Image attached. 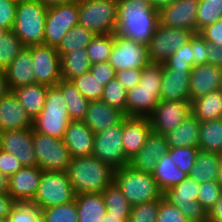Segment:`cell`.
Instances as JSON below:
<instances>
[{"mask_svg": "<svg viewBox=\"0 0 222 222\" xmlns=\"http://www.w3.org/2000/svg\"><path fill=\"white\" fill-rule=\"evenodd\" d=\"M116 33L147 45L159 24V11L148 0H117Z\"/></svg>", "mask_w": 222, "mask_h": 222, "instance_id": "1", "label": "cell"}, {"mask_svg": "<svg viewBox=\"0 0 222 222\" xmlns=\"http://www.w3.org/2000/svg\"><path fill=\"white\" fill-rule=\"evenodd\" d=\"M114 170L93 155L71 158L68 179L75 194L102 193L114 181Z\"/></svg>", "mask_w": 222, "mask_h": 222, "instance_id": "2", "label": "cell"}, {"mask_svg": "<svg viewBox=\"0 0 222 222\" xmlns=\"http://www.w3.org/2000/svg\"><path fill=\"white\" fill-rule=\"evenodd\" d=\"M162 63L142 68L140 82L127 91L126 116L149 117L161 100Z\"/></svg>", "mask_w": 222, "mask_h": 222, "instance_id": "3", "label": "cell"}, {"mask_svg": "<svg viewBox=\"0 0 222 222\" xmlns=\"http://www.w3.org/2000/svg\"><path fill=\"white\" fill-rule=\"evenodd\" d=\"M48 8L38 0H24L17 4L12 30L25 47L43 44Z\"/></svg>", "mask_w": 222, "mask_h": 222, "instance_id": "4", "label": "cell"}, {"mask_svg": "<svg viewBox=\"0 0 222 222\" xmlns=\"http://www.w3.org/2000/svg\"><path fill=\"white\" fill-rule=\"evenodd\" d=\"M114 182L131 206L164 197L153 174L138 172L129 165L114 170Z\"/></svg>", "mask_w": 222, "mask_h": 222, "instance_id": "5", "label": "cell"}, {"mask_svg": "<svg viewBox=\"0 0 222 222\" xmlns=\"http://www.w3.org/2000/svg\"><path fill=\"white\" fill-rule=\"evenodd\" d=\"M69 122L71 119L61 89L57 85L48 86L44 108L33 120V130L63 139Z\"/></svg>", "mask_w": 222, "mask_h": 222, "instance_id": "6", "label": "cell"}, {"mask_svg": "<svg viewBox=\"0 0 222 222\" xmlns=\"http://www.w3.org/2000/svg\"><path fill=\"white\" fill-rule=\"evenodd\" d=\"M117 6V0H78V24L95 35L116 33Z\"/></svg>", "mask_w": 222, "mask_h": 222, "instance_id": "7", "label": "cell"}, {"mask_svg": "<svg viewBox=\"0 0 222 222\" xmlns=\"http://www.w3.org/2000/svg\"><path fill=\"white\" fill-rule=\"evenodd\" d=\"M75 195L66 171L42 170L41 181L32 202L41 209H47L71 202Z\"/></svg>", "mask_w": 222, "mask_h": 222, "instance_id": "8", "label": "cell"}, {"mask_svg": "<svg viewBox=\"0 0 222 222\" xmlns=\"http://www.w3.org/2000/svg\"><path fill=\"white\" fill-rule=\"evenodd\" d=\"M200 183L187 176L179 184L171 187L163 196L175 205L189 222H208V213L197 201Z\"/></svg>", "mask_w": 222, "mask_h": 222, "instance_id": "9", "label": "cell"}, {"mask_svg": "<svg viewBox=\"0 0 222 222\" xmlns=\"http://www.w3.org/2000/svg\"><path fill=\"white\" fill-rule=\"evenodd\" d=\"M33 145L38 167L45 171H67L71 156L63 139L33 130Z\"/></svg>", "mask_w": 222, "mask_h": 222, "instance_id": "10", "label": "cell"}, {"mask_svg": "<svg viewBox=\"0 0 222 222\" xmlns=\"http://www.w3.org/2000/svg\"><path fill=\"white\" fill-rule=\"evenodd\" d=\"M113 43L108 62L116 72L142 69L151 63L147 45L117 33H113Z\"/></svg>", "mask_w": 222, "mask_h": 222, "instance_id": "11", "label": "cell"}, {"mask_svg": "<svg viewBox=\"0 0 222 222\" xmlns=\"http://www.w3.org/2000/svg\"><path fill=\"white\" fill-rule=\"evenodd\" d=\"M78 23V0L50 6L45 20L43 44L57 48L66 33Z\"/></svg>", "mask_w": 222, "mask_h": 222, "instance_id": "12", "label": "cell"}, {"mask_svg": "<svg viewBox=\"0 0 222 222\" xmlns=\"http://www.w3.org/2000/svg\"><path fill=\"white\" fill-rule=\"evenodd\" d=\"M92 155L109 164L113 169L128 165L129 159L125 156L122 144V121L102 132L95 133Z\"/></svg>", "mask_w": 222, "mask_h": 222, "instance_id": "13", "label": "cell"}, {"mask_svg": "<svg viewBox=\"0 0 222 222\" xmlns=\"http://www.w3.org/2000/svg\"><path fill=\"white\" fill-rule=\"evenodd\" d=\"M194 32L157 25L147 44L152 63H164L178 48L185 45Z\"/></svg>", "mask_w": 222, "mask_h": 222, "instance_id": "14", "label": "cell"}, {"mask_svg": "<svg viewBox=\"0 0 222 222\" xmlns=\"http://www.w3.org/2000/svg\"><path fill=\"white\" fill-rule=\"evenodd\" d=\"M192 114L190 101L160 100L149 116L153 131L165 135Z\"/></svg>", "mask_w": 222, "mask_h": 222, "instance_id": "15", "label": "cell"}, {"mask_svg": "<svg viewBox=\"0 0 222 222\" xmlns=\"http://www.w3.org/2000/svg\"><path fill=\"white\" fill-rule=\"evenodd\" d=\"M32 60L36 83L55 86L62 79L61 57L56 48L44 44L34 45Z\"/></svg>", "mask_w": 222, "mask_h": 222, "instance_id": "16", "label": "cell"}, {"mask_svg": "<svg viewBox=\"0 0 222 222\" xmlns=\"http://www.w3.org/2000/svg\"><path fill=\"white\" fill-rule=\"evenodd\" d=\"M0 149L14 155L23 167L38 166L33 145V128L0 132Z\"/></svg>", "mask_w": 222, "mask_h": 222, "instance_id": "17", "label": "cell"}, {"mask_svg": "<svg viewBox=\"0 0 222 222\" xmlns=\"http://www.w3.org/2000/svg\"><path fill=\"white\" fill-rule=\"evenodd\" d=\"M198 6L199 0H176L159 11V23L196 33Z\"/></svg>", "mask_w": 222, "mask_h": 222, "instance_id": "18", "label": "cell"}, {"mask_svg": "<svg viewBox=\"0 0 222 222\" xmlns=\"http://www.w3.org/2000/svg\"><path fill=\"white\" fill-rule=\"evenodd\" d=\"M168 152L165 136L151 130L144 146L129 159L128 165L138 172L153 174L157 161Z\"/></svg>", "mask_w": 222, "mask_h": 222, "instance_id": "19", "label": "cell"}, {"mask_svg": "<svg viewBox=\"0 0 222 222\" xmlns=\"http://www.w3.org/2000/svg\"><path fill=\"white\" fill-rule=\"evenodd\" d=\"M219 89H222V67L207 63L192 68L189 80L190 102Z\"/></svg>", "mask_w": 222, "mask_h": 222, "instance_id": "20", "label": "cell"}, {"mask_svg": "<svg viewBox=\"0 0 222 222\" xmlns=\"http://www.w3.org/2000/svg\"><path fill=\"white\" fill-rule=\"evenodd\" d=\"M151 130L149 117L126 116L122 120V144L128 159L144 146Z\"/></svg>", "mask_w": 222, "mask_h": 222, "instance_id": "21", "label": "cell"}, {"mask_svg": "<svg viewBox=\"0 0 222 222\" xmlns=\"http://www.w3.org/2000/svg\"><path fill=\"white\" fill-rule=\"evenodd\" d=\"M42 170L38 167H22L8 178V193L16 202L32 201L41 181Z\"/></svg>", "mask_w": 222, "mask_h": 222, "instance_id": "22", "label": "cell"}, {"mask_svg": "<svg viewBox=\"0 0 222 222\" xmlns=\"http://www.w3.org/2000/svg\"><path fill=\"white\" fill-rule=\"evenodd\" d=\"M191 70L164 68L162 66L161 100L190 101L189 80Z\"/></svg>", "mask_w": 222, "mask_h": 222, "instance_id": "23", "label": "cell"}, {"mask_svg": "<svg viewBox=\"0 0 222 222\" xmlns=\"http://www.w3.org/2000/svg\"><path fill=\"white\" fill-rule=\"evenodd\" d=\"M32 127L33 121L12 91L0 98V132Z\"/></svg>", "mask_w": 222, "mask_h": 222, "instance_id": "24", "label": "cell"}, {"mask_svg": "<svg viewBox=\"0 0 222 222\" xmlns=\"http://www.w3.org/2000/svg\"><path fill=\"white\" fill-rule=\"evenodd\" d=\"M95 133L83 121L68 123L63 141L71 158L92 155Z\"/></svg>", "mask_w": 222, "mask_h": 222, "instance_id": "25", "label": "cell"}, {"mask_svg": "<svg viewBox=\"0 0 222 222\" xmlns=\"http://www.w3.org/2000/svg\"><path fill=\"white\" fill-rule=\"evenodd\" d=\"M125 114L102 100L90 101L83 122L94 132L99 133L119 124Z\"/></svg>", "mask_w": 222, "mask_h": 222, "instance_id": "26", "label": "cell"}, {"mask_svg": "<svg viewBox=\"0 0 222 222\" xmlns=\"http://www.w3.org/2000/svg\"><path fill=\"white\" fill-rule=\"evenodd\" d=\"M5 73L10 91L20 86L35 84L32 46L24 47L5 69Z\"/></svg>", "mask_w": 222, "mask_h": 222, "instance_id": "27", "label": "cell"}, {"mask_svg": "<svg viewBox=\"0 0 222 222\" xmlns=\"http://www.w3.org/2000/svg\"><path fill=\"white\" fill-rule=\"evenodd\" d=\"M199 130L200 121L191 114L178 127L164 136L169 148L198 147Z\"/></svg>", "mask_w": 222, "mask_h": 222, "instance_id": "28", "label": "cell"}, {"mask_svg": "<svg viewBox=\"0 0 222 222\" xmlns=\"http://www.w3.org/2000/svg\"><path fill=\"white\" fill-rule=\"evenodd\" d=\"M47 89L48 86L35 83L12 90L32 121L44 108Z\"/></svg>", "mask_w": 222, "mask_h": 222, "instance_id": "29", "label": "cell"}, {"mask_svg": "<svg viewBox=\"0 0 222 222\" xmlns=\"http://www.w3.org/2000/svg\"><path fill=\"white\" fill-rule=\"evenodd\" d=\"M78 222H101L106 214L102 193L76 194Z\"/></svg>", "mask_w": 222, "mask_h": 222, "instance_id": "30", "label": "cell"}, {"mask_svg": "<svg viewBox=\"0 0 222 222\" xmlns=\"http://www.w3.org/2000/svg\"><path fill=\"white\" fill-rule=\"evenodd\" d=\"M191 111L200 122L222 119V89L194 99Z\"/></svg>", "mask_w": 222, "mask_h": 222, "instance_id": "31", "label": "cell"}, {"mask_svg": "<svg viewBox=\"0 0 222 222\" xmlns=\"http://www.w3.org/2000/svg\"><path fill=\"white\" fill-rule=\"evenodd\" d=\"M220 164V153L199 150L189 176L200 184L204 181H217Z\"/></svg>", "mask_w": 222, "mask_h": 222, "instance_id": "32", "label": "cell"}, {"mask_svg": "<svg viewBox=\"0 0 222 222\" xmlns=\"http://www.w3.org/2000/svg\"><path fill=\"white\" fill-rule=\"evenodd\" d=\"M188 175L180 170L169 156V152L164 154L156 164L153 178L160 190L164 193L171 187L179 184Z\"/></svg>", "mask_w": 222, "mask_h": 222, "instance_id": "33", "label": "cell"}, {"mask_svg": "<svg viewBox=\"0 0 222 222\" xmlns=\"http://www.w3.org/2000/svg\"><path fill=\"white\" fill-rule=\"evenodd\" d=\"M57 86L63 93L71 121H83L90 101L80 93L71 81L61 79Z\"/></svg>", "mask_w": 222, "mask_h": 222, "instance_id": "34", "label": "cell"}, {"mask_svg": "<svg viewBox=\"0 0 222 222\" xmlns=\"http://www.w3.org/2000/svg\"><path fill=\"white\" fill-rule=\"evenodd\" d=\"M198 148L222 154V119L200 122Z\"/></svg>", "mask_w": 222, "mask_h": 222, "instance_id": "35", "label": "cell"}, {"mask_svg": "<svg viewBox=\"0 0 222 222\" xmlns=\"http://www.w3.org/2000/svg\"><path fill=\"white\" fill-rule=\"evenodd\" d=\"M91 63L89 62L86 48L74 50L65 54L61 58L62 79L70 81L73 78L89 72Z\"/></svg>", "mask_w": 222, "mask_h": 222, "instance_id": "36", "label": "cell"}, {"mask_svg": "<svg viewBox=\"0 0 222 222\" xmlns=\"http://www.w3.org/2000/svg\"><path fill=\"white\" fill-rule=\"evenodd\" d=\"M94 37L93 32L78 24L66 33L56 49L62 58L76 49L86 48Z\"/></svg>", "mask_w": 222, "mask_h": 222, "instance_id": "37", "label": "cell"}, {"mask_svg": "<svg viewBox=\"0 0 222 222\" xmlns=\"http://www.w3.org/2000/svg\"><path fill=\"white\" fill-rule=\"evenodd\" d=\"M102 197L108 213L123 215L129 221L132 206L114 181L102 191Z\"/></svg>", "mask_w": 222, "mask_h": 222, "instance_id": "38", "label": "cell"}, {"mask_svg": "<svg viewBox=\"0 0 222 222\" xmlns=\"http://www.w3.org/2000/svg\"><path fill=\"white\" fill-rule=\"evenodd\" d=\"M24 47L13 30L0 29V69L5 70Z\"/></svg>", "mask_w": 222, "mask_h": 222, "instance_id": "39", "label": "cell"}, {"mask_svg": "<svg viewBox=\"0 0 222 222\" xmlns=\"http://www.w3.org/2000/svg\"><path fill=\"white\" fill-rule=\"evenodd\" d=\"M113 46V33L105 35H95V37L86 47L89 62L91 64L107 62Z\"/></svg>", "mask_w": 222, "mask_h": 222, "instance_id": "40", "label": "cell"}, {"mask_svg": "<svg viewBox=\"0 0 222 222\" xmlns=\"http://www.w3.org/2000/svg\"><path fill=\"white\" fill-rule=\"evenodd\" d=\"M222 18V0H199L196 33Z\"/></svg>", "mask_w": 222, "mask_h": 222, "instance_id": "41", "label": "cell"}, {"mask_svg": "<svg viewBox=\"0 0 222 222\" xmlns=\"http://www.w3.org/2000/svg\"><path fill=\"white\" fill-rule=\"evenodd\" d=\"M42 222H78L75 199L65 204L42 209Z\"/></svg>", "mask_w": 222, "mask_h": 222, "instance_id": "42", "label": "cell"}, {"mask_svg": "<svg viewBox=\"0 0 222 222\" xmlns=\"http://www.w3.org/2000/svg\"><path fill=\"white\" fill-rule=\"evenodd\" d=\"M7 220L9 222H42V209L32 201L16 202Z\"/></svg>", "mask_w": 222, "mask_h": 222, "instance_id": "43", "label": "cell"}, {"mask_svg": "<svg viewBox=\"0 0 222 222\" xmlns=\"http://www.w3.org/2000/svg\"><path fill=\"white\" fill-rule=\"evenodd\" d=\"M70 81L87 100H101L104 85L93 77L90 71L77 76Z\"/></svg>", "mask_w": 222, "mask_h": 222, "instance_id": "44", "label": "cell"}, {"mask_svg": "<svg viewBox=\"0 0 222 222\" xmlns=\"http://www.w3.org/2000/svg\"><path fill=\"white\" fill-rule=\"evenodd\" d=\"M126 98L127 90L114 78L104 86L101 100L111 107L119 109L126 116Z\"/></svg>", "mask_w": 222, "mask_h": 222, "instance_id": "45", "label": "cell"}, {"mask_svg": "<svg viewBox=\"0 0 222 222\" xmlns=\"http://www.w3.org/2000/svg\"><path fill=\"white\" fill-rule=\"evenodd\" d=\"M198 147H178L169 148V156L174 161L175 165L186 173L188 176L191 172V168L195 164Z\"/></svg>", "mask_w": 222, "mask_h": 222, "instance_id": "46", "label": "cell"}, {"mask_svg": "<svg viewBox=\"0 0 222 222\" xmlns=\"http://www.w3.org/2000/svg\"><path fill=\"white\" fill-rule=\"evenodd\" d=\"M164 68L192 69L194 67L193 49L188 41L178 48L164 63Z\"/></svg>", "mask_w": 222, "mask_h": 222, "instance_id": "47", "label": "cell"}, {"mask_svg": "<svg viewBox=\"0 0 222 222\" xmlns=\"http://www.w3.org/2000/svg\"><path fill=\"white\" fill-rule=\"evenodd\" d=\"M222 195V188L216 181H204L200 184L197 201L209 213Z\"/></svg>", "mask_w": 222, "mask_h": 222, "instance_id": "48", "label": "cell"}, {"mask_svg": "<svg viewBox=\"0 0 222 222\" xmlns=\"http://www.w3.org/2000/svg\"><path fill=\"white\" fill-rule=\"evenodd\" d=\"M161 199L132 206L128 222H156Z\"/></svg>", "mask_w": 222, "mask_h": 222, "instance_id": "49", "label": "cell"}, {"mask_svg": "<svg viewBox=\"0 0 222 222\" xmlns=\"http://www.w3.org/2000/svg\"><path fill=\"white\" fill-rule=\"evenodd\" d=\"M156 222H189L183 213L164 197L159 202Z\"/></svg>", "mask_w": 222, "mask_h": 222, "instance_id": "50", "label": "cell"}, {"mask_svg": "<svg viewBox=\"0 0 222 222\" xmlns=\"http://www.w3.org/2000/svg\"><path fill=\"white\" fill-rule=\"evenodd\" d=\"M17 4L12 0H0V29L12 30L17 11Z\"/></svg>", "mask_w": 222, "mask_h": 222, "instance_id": "51", "label": "cell"}, {"mask_svg": "<svg viewBox=\"0 0 222 222\" xmlns=\"http://www.w3.org/2000/svg\"><path fill=\"white\" fill-rule=\"evenodd\" d=\"M189 42L191 43L193 49L194 66L207 64V59L205 56L207 53L206 41L204 38L199 34V32L193 33L189 39Z\"/></svg>", "mask_w": 222, "mask_h": 222, "instance_id": "52", "label": "cell"}, {"mask_svg": "<svg viewBox=\"0 0 222 222\" xmlns=\"http://www.w3.org/2000/svg\"><path fill=\"white\" fill-rule=\"evenodd\" d=\"M89 71L91 72L92 76L95 77L99 82H102V85L104 86L116 76L115 69L108 61L91 64Z\"/></svg>", "mask_w": 222, "mask_h": 222, "instance_id": "53", "label": "cell"}, {"mask_svg": "<svg viewBox=\"0 0 222 222\" xmlns=\"http://www.w3.org/2000/svg\"><path fill=\"white\" fill-rule=\"evenodd\" d=\"M23 166L12 154L0 149V172L8 178L17 173Z\"/></svg>", "mask_w": 222, "mask_h": 222, "instance_id": "54", "label": "cell"}, {"mask_svg": "<svg viewBox=\"0 0 222 222\" xmlns=\"http://www.w3.org/2000/svg\"><path fill=\"white\" fill-rule=\"evenodd\" d=\"M205 41L218 46L222 44V18L215 23L205 26L199 31Z\"/></svg>", "mask_w": 222, "mask_h": 222, "instance_id": "55", "label": "cell"}, {"mask_svg": "<svg viewBox=\"0 0 222 222\" xmlns=\"http://www.w3.org/2000/svg\"><path fill=\"white\" fill-rule=\"evenodd\" d=\"M142 69H125L117 71L115 78L128 91L140 82Z\"/></svg>", "mask_w": 222, "mask_h": 222, "instance_id": "56", "label": "cell"}, {"mask_svg": "<svg viewBox=\"0 0 222 222\" xmlns=\"http://www.w3.org/2000/svg\"><path fill=\"white\" fill-rule=\"evenodd\" d=\"M206 50L207 63L222 67V44L215 46L206 41Z\"/></svg>", "mask_w": 222, "mask_h": 222, "instance_id": "57", "label": "cell"}, {"mask_svg": "<svg viewBox=\"0 0 222 222\" xmlns=\"http://www.w3.org/2000/svg\"><path fill=\"white\" fill-rule=\"evenodd\" d=\"M16 201L8 192L0 193V221L8 219V216Z\"/></svg>", "mask_w": 222, "mask_h": 222, "instance_id": "58", "label": "cell"}, {"mask_svg": "<svg viewBox=\"0 0 222 222\" xmlns=\"http://www.w3.org/2000/svg\"><path fill=\"white\" fill-rule=\"evenodd\" d=\"M208 222H222V195L209 211Z\"/></svg>", "mask_w": 222, "mask_h": 222, "instance_id": "59", "label": "cell"}, {"mask_svg": "<svg viewBox=\"0 0 222 222\" xmlns=\"http://www.w3.org/2000/svg\"><path fill=\"white\" fill-rule=\"evenodd\" d=\"M10 92L6 79L5 70L0 69V98L6 96Z\"/></svg>", "mask_w": 222, "mask_h": 222, "instance_id": "60", "label": "cell"}, {"mask_svg": "<svg viewBox=\"0 0 222 222\" xmlns=\"http://www.w3.org/2000/svg\"><path fill=\"white\" fill-rule=\"evenodd\" d=\"M176 0H148L150 6L157 11H160L163 7L171 5Z\"/></svg>", "mask_w": 222, "mask_h": 222, "instance_id": "61", "label": "cell"}, {"mask_svg": "<svg viewBox=\"0 0 222 222\" xmlns=\"http://www.w3.org/2000/svg\"><path fill=\"white\" fill-rule=\"evenodd\" d=\"M101 222H128V220L123 215H112L106 212Z\"/></svg>", "mask_w": 222, "mask_h": 222, "instance_id": "62", "label": "cell"}, {"mask_svg": "<svg viewBox=\"0 0 222 222\" xmlns=\"http://www.w3.org/2000/svg\"><path fill=\"white\" fill-rule=\"evenodd\" d=\"M38 1H40L43 5L50 7L57 4L74 2L76 0H38Z\"/></svg>", "mask_w": 222, "mask_h": 222, "instance_id": "63", "label": "cell"}, {"mask_svg": "<svg viewBox=\"0 0 222 222\" xmlns=\"http://www.w3.org/2000/svg\"><path fill=\"white\" fill-rule=\"evenodd\" d=\"M8 192V177L0 172V193Z\"/></svg>", "mask_w": 222, "mask_h": 222, "instance_id": "64", "label": "cell"}, {"mask_svg": "<svg viewBox=\"0 0 222 222\" xmlns=\"http://www.w3.org/2000/svg\"><path fill=\"white\" fill-rule=\"evenodd\" d=\"M216 182L222 188V154H221V164H220V168H219V172H218V175H217V181Z\"/></svg>", "mask_w": 222, "mask_h": 222, "instance_id": "65", "label": "cell"}, {"mask_svg": "<svg viewBox=\"0 0 222 222\" xmlns=\"http://www.w3.org/2000/svg\"><path fill=\"white\" fill-rule=\"evenodd\" d=\"M12 1H14V2H16V3H19V2H22V1H24V0H12Z\"/></svg>", "mask_w": 222, "mask_h": 222, "instance_id": "66", "label": "cell"}, {"mask_svg": "<svg viewBox=\"0 0 222 222\" xmlns=\"http://www.w3.org/2000/svg\"><path fill=\"white\" fill-rule=\"evenodd\" d=\"M0 222H9L7 219H5V220H2V221H0Z\"/></svg>", "mask_w": 222, "mask_h": 222, "instance_id": "67", "label": "cell"}]
</instances>
